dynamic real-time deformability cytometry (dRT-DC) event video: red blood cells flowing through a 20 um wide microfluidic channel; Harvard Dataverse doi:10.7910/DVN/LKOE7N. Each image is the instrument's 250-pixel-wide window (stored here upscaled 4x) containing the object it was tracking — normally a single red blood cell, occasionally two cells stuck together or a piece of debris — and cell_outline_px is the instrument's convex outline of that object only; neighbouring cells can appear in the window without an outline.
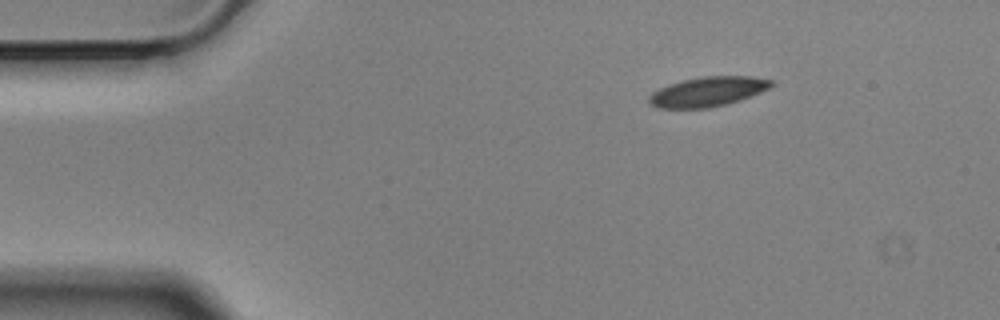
{"species": "Egyptian fruit bat (a non-hibernating species)", "species_latin": "Rousettus aegyptiacus", "temperature_condition": "cold", "stored_images_in_passage": 50, "camera_frame_rate_fps": 3000, "um_per_image_px": 0.085, "animal": {"sex": "male"}, "frame": {"image": 1, "passage_image": 1, "time_ms": 0.0, "image_size_px": [1000, 320], "cell_outline_px": [[776, 84], [760, 92], [740, 100], [728, 104], [708, 108], [656, 108], [648, 104], [648, 96], [652, 92], [668, 84], [684, 80], [704, 76], [752, 76], [772, 80]], "centroid_in_image_um": [60.14, 7.79], "position_along_channel_um": 24.9, "area_um2": 21.27}}
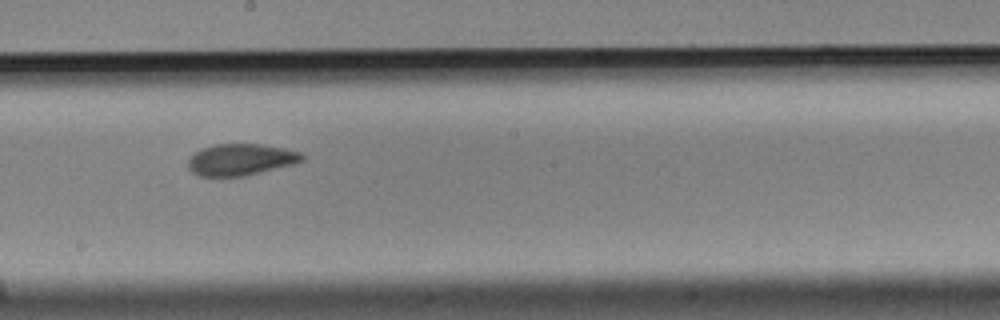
{"frame": {"image": 2, "passage_image": 24, "time_ms": 7.667, "image_size_px": [1000, 320], "cell_outline_px": [[304, 160], [296, 164], [244, 176], [200, 176], [192, 172], [188, 168], [188, 160], [196, 152], [204, 148], [216, 144], [260, 144], [284, 148], [300, 152], [304, 156]], "centroid_in_image_um": [20.5, 13.57], "position_along_channel_um": 227.7, "area_um2": 20.92}}
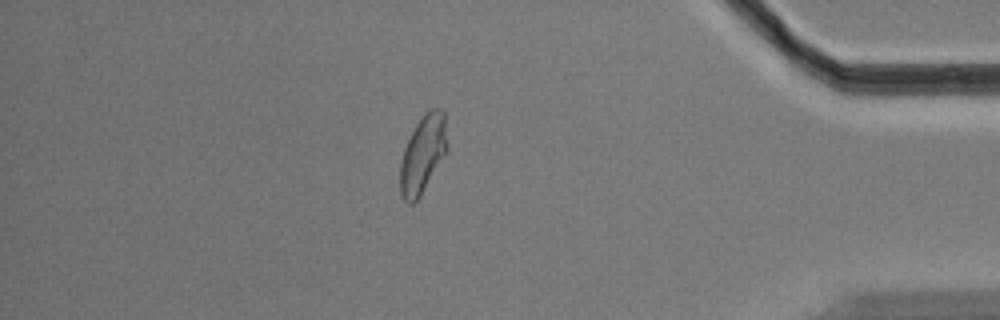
{"frame": {"image": 3, "passage_image": 42, "time_ms": 13.667, "image_size_px": [1000, 320], "cell_outline_px": [[448, 148], [420, 196], [412, 204], [408, 204], [400, 196], [400, 164], [404, 148], [416, 124], [424, 112], [432, 108], [440, 108], [444, 112], [448, 144]], "centroid_in_image_um": [35.94, 13.09], "position_along_channel_um": 399.3, "area_um2": 21.21}, "authors_computed_cell_mechanics": {"area_um2": 21.7328, "velocity_mm_per_s": 3.4777, "shape_relaxation_time_tau1_ms": 3.4939, "shape_relaxation_time_tau2_ms": 2.2845, "deformation_change_tau1": 0.1245, "deformation_change_tau2": 0.0608}}